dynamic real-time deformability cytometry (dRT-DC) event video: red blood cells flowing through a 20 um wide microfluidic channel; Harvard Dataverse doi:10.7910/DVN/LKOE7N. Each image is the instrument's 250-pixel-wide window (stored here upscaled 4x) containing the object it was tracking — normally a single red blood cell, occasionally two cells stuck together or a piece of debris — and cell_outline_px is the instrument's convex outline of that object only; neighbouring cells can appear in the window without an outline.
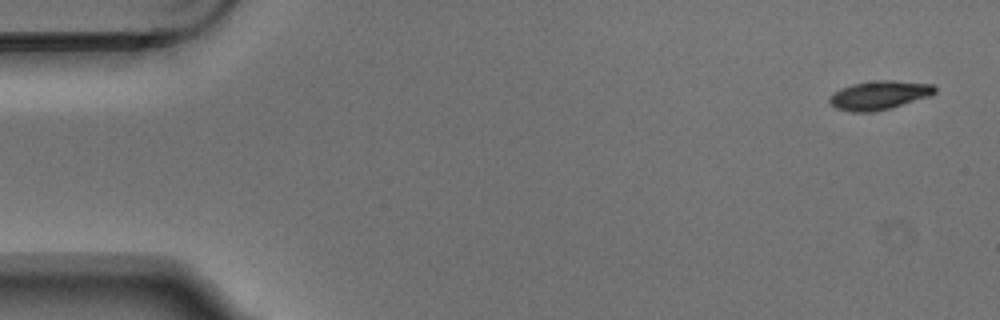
{"species": "Egyptian fruit bat (a non-hibernating species)", "species_latin": "Rousettus aegyptiacus", "temperature_condition": "warm", "stored_images_in_passage": 4, "camera_frame_rate_fps": 3000, "um_per_image_px": 0.085, "animal": {"sex": "male"}, "frame": {"image": 1, "passage_image": 1, "time_ms": 0.0, "image_size_px": [1000, 320], "cell_outline_px": [[936, 92], [932, 96], [892, 108], [872, 112], [852, 112], [836, 108], [828, 100], [840, 88], [852, 84], [876, 80], [892, 80], [932, 84], [936, 88]], "centroid_in_image_um": [74.79, 8.09], "position_along_channel_um": 10.2, "area_um2": 17.74}}